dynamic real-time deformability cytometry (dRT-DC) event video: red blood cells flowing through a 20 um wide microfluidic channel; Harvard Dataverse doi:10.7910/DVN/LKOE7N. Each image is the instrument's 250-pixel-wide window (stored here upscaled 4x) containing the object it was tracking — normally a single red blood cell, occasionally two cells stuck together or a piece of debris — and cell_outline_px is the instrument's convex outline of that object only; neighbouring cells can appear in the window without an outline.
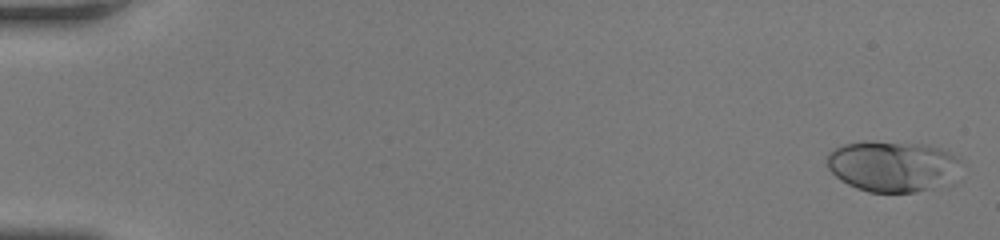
{"species": "human", "species_latin": "Homo sapiens", "temperature_condition": "room temperature", "stored_images_in_passage": 50, "camera_frame_rate_fps": 3000, "um_per_image_px": 0.085, "donor": {"sex": "female"}, "frame": {"image": 1, "passage_image": 1, "time_ms": 0.0, "image_size_px": [1000, 240], "cell_outline_px": [[960, 160], [928, 188], [912, 192], [868, 192], [856, 188], [840, 180], [828, 168], [828, 152], [844, 144], [864, 140], [924, 144], [940, 148], [948, 152]], "centroid_in_image_um": [75.61, 14.07], "position_along_channel_um": 9.4, "area_um2": 37.8}}
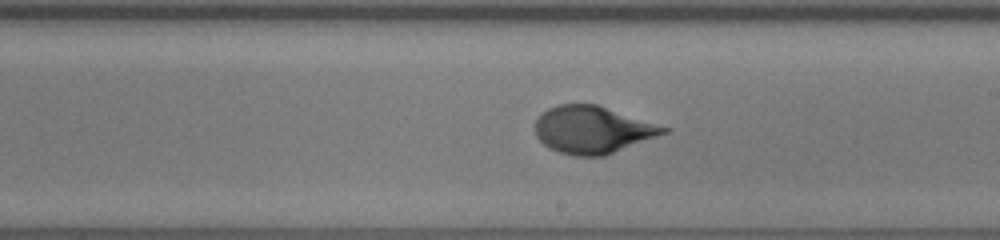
{"frame": {"image": 2, "passage_image": 30, "time_ms": 9.667, "image_size_px": [1000, 240], "cell_outline_px": [[672, 128], [668, 132], [604, 156], [572, 156], [548, 148], [536, 136], [536, 120], [540, 112], [556, 104], [596, 104]], "centroid_in_image_um": [50.36, 11.02], "position_along_channel_um": 238.6, "area_um2": 35.49}}
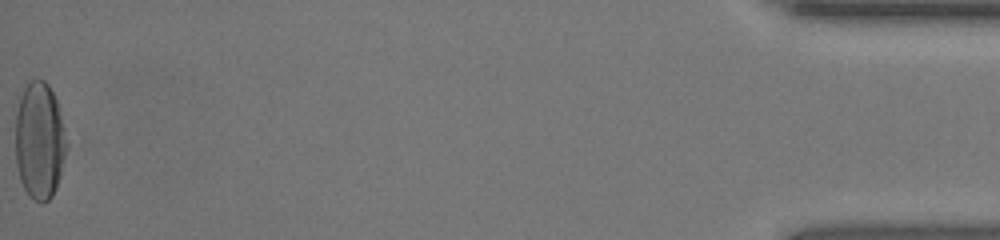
{"frame": {"image": 3, "passage_image": 50, "time_ms": 16.333, "image_size_px": [1000, 240], "cell_outline_px": [[68, 148], [60, 176], [56, 188], [52, 196], [48, 200], [36, 200], [28, 196], [20, 180], [16, 164], [16, 116], [20, 96], [24, 84], [28, 80], [44, 80], [48, 84], [56, 100], [64, 128], [68, 144]], "centroid_in_image_um": [3.36, 11.94], "position_along_channel_um": 431.8, "area_um2": 35.03}, "authors_computed_cell_mechanics": {"area_um2": 35.1713, "velocity_mm_per_s": 4.2846, "shape_relaxation_time_tau1_ms": 4.0878, "shape_relaxation_time_tau2_ms": null, "deformation_change_tau1": 0.2002, "deformation_change_tau2": null}}